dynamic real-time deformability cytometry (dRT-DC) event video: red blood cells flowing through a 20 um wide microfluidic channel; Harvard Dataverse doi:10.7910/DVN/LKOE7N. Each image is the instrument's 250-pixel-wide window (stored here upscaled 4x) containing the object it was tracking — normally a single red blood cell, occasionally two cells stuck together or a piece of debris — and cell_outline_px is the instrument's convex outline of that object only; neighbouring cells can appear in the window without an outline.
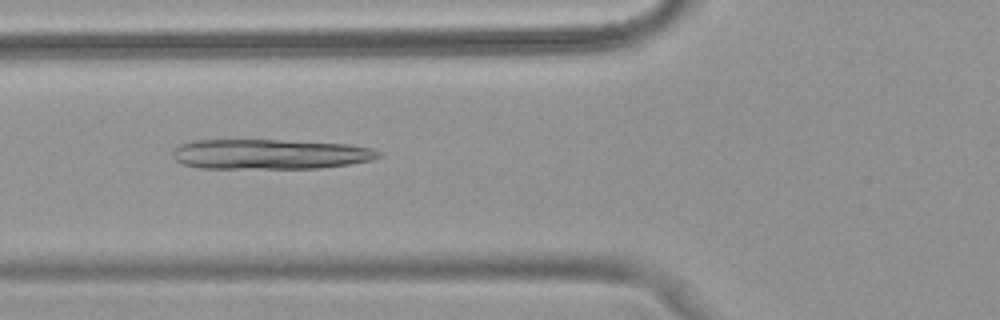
{"species": "common noctule bat (a hibernating species)", "species_latin": "Nyctalus noctula", "temperature_condition": "warm", "stored_images_in_passage": 48, "camera_frame_rate_fps": 3000, "um_per_image_px": 0.085, "animal": {"sex": "female", "body_mass_g": 18.4}, "frame": {"image": 1, "passage_image": 18, "time_ms": 5.667, "image_size_px": [1000, 320], "cell_outline_px": [[380, 156], [372, 160], [348, 164], [320, 168], [200, 168], [184, 164], [176, 160], [172, 156], [172, 152], [180, 144], [192, 140], [280, 140], [348, 144], [372, 148], [380, 152]], "centroid_in_image_um": [22.94, 13.1], "position_along_channel_um": 102.9, "area_um2": 35.95}}
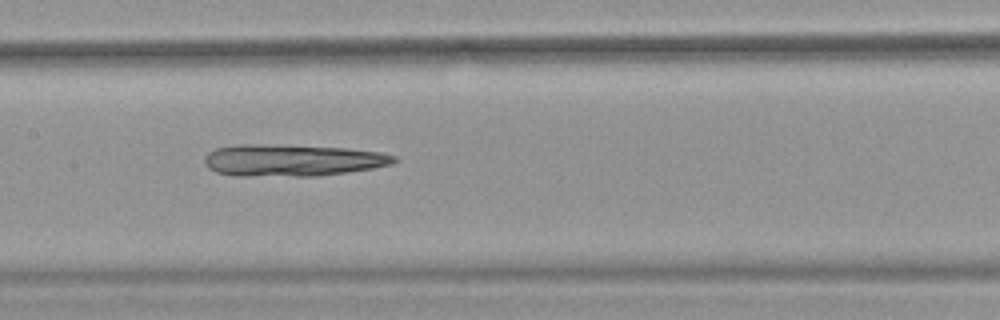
{"frame": {"image": 2, "passage_image": 24, "time_ms": 7.667, "image_size_px": [1000, 320], "cell_outline_px": [[400, 160], [392, 164], [372, 168], [320, 176], [236, 176], [216, 172], [208, 168], [204, 160], [204, 156], [208, 152], [216, 148], [236, 144], [256, 144], [344, 148], [380, 152], [396, 156]], "centroid_in_image_um": [24.82, 13.63], "position_along_channel_um": 182.6, "area_um2": 35.26}}
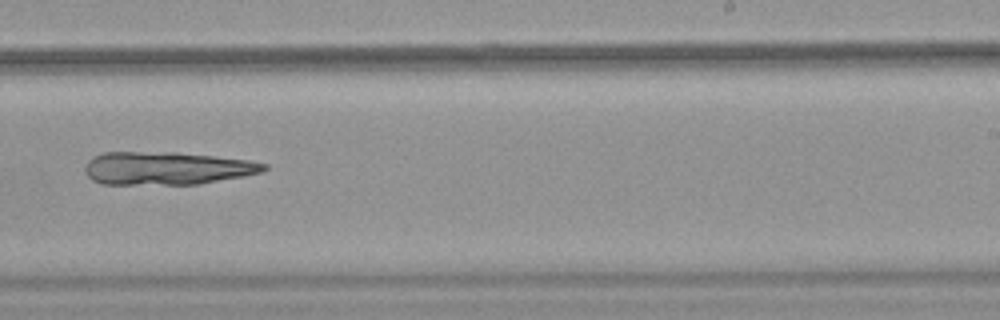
{"frame": {"image": 3, "passage_image": 31, "time_ms": 10.0, "image_size_px": [1000, 320], "cell_outline_px": [[268, 168], [260, 172], [244, 176], [200, 184], [100, 184], [92, 180], [88, 176], [84, 168], [88, 160], [104, 152], [176, 152], [248, 160], [268, 164]], "centroid_in_image_um": [14.16, 14.3], "position_along_channel_um": 274.8, "area_um2": 34.33}}